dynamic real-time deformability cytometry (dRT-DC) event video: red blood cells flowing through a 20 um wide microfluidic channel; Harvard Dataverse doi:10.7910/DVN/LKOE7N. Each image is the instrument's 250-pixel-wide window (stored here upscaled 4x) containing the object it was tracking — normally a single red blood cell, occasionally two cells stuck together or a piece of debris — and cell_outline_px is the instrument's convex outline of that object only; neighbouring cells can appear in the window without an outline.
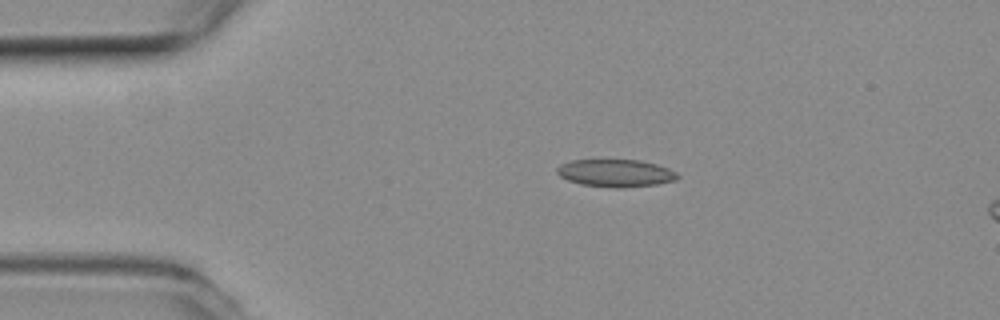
{"species": "common noctule bat (a hibernating species)", "species_latin": "Nyctalus noctula", "temperature_condition": "room temperature", "stored_images_in_passage": 6, "camera_frame_rate_fps": 3000, "um_per_image_px": 0.085, "animal": {"sex": "female", "body_mass_g": 19.3, "forearm_length_mm": 54.1}, "frame": {"image": 1, "passage_image": 1, "time_ms": 0.0, "image_size_px": [1000, 320], "cell_outline_px": [[680, 176], [676, 180], [656, 184], [624, 188], [612, 188], [580, 184], [568, 180], [560, 176], [556, 172], [556, 168], [560, 164], [572, 160], [640, 160], [656, 164], [668, 168], [676, 172]], "centroid_in_image_um": [52.32, 14.72], "position_along_channel_um": 32.7, "area_um2": 19.42}}